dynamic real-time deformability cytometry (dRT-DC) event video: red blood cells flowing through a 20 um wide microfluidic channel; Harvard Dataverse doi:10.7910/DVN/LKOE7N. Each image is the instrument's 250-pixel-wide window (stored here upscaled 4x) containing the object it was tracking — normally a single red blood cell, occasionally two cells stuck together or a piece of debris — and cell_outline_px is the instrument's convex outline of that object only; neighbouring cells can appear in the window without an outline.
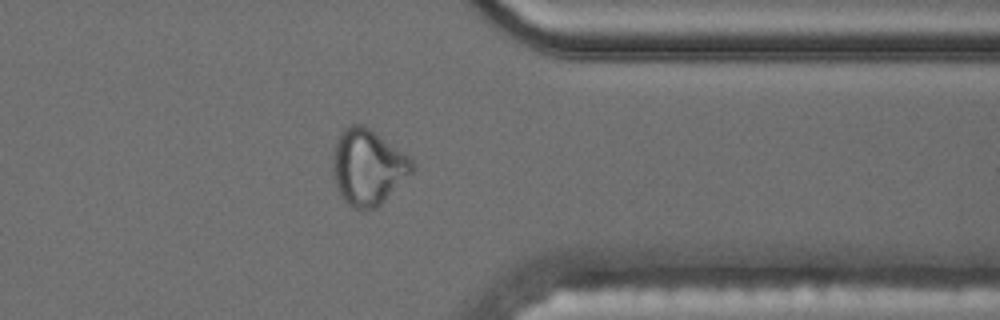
{"species": "common noctule bat (a hibernating species)", "species_latin": "Nyctalus noctula", "temperature_condition": "cold", "stored_images_in_passage": 44, "camera_frame_rate_fps": 3000, "um_per_image_px": 0.085, "animal": {"sex": "male", "body_mass_g": 17.5, "forearm_length_mm": 52.3}, "frame": {"image": 1, "passage_image": 32, "time_ms": 10.333, "image_size_px": [1000, 320], "cell_outline_px": [[416, 168], [376, 208], [352, 208], [340, 196], [336, 188], [332, 172], [332, 148], [340, 132], [348, 124], [360, 124], [368, 128], [408, 156], [416, 164]], "centroid_in_image_um": [31.21, 14.19], "position_along_channel_um": 380.2, "area_um2": 34.85}, "authors_computed_cell_mechanics": {"area_um2": 25.5765, "velocity_mm_per_s": 3.5215, "shape_relaxation_time_tau1_ms": null, "shape_relaxation_time_tau2_ms": 3.0953, "deformation_change_tau1": null, "deformation_change_tau2": 0.0885}}